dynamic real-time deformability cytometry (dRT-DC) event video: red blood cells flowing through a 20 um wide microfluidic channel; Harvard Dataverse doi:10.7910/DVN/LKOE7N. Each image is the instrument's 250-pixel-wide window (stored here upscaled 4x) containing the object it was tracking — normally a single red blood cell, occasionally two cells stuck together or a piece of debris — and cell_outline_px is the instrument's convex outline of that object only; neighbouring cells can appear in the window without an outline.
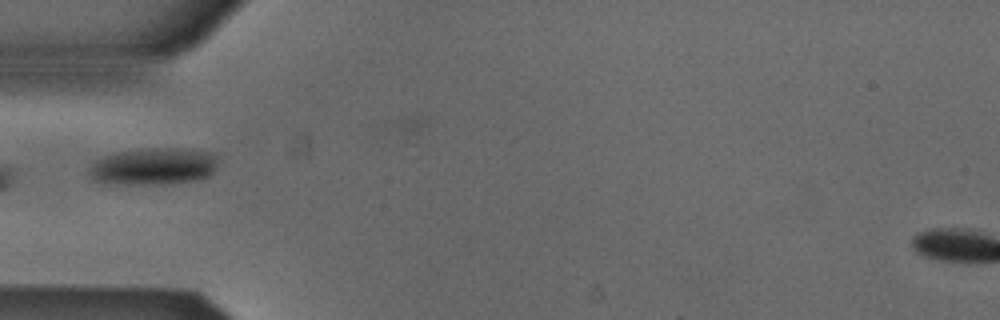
{"species": "Egyptian fruit bat (a non-hibernating species)", "species_latin": "Rousettus aegyptiacus", "temperature_condition": "cold", "stored_images_in_passage": 1, "camera_frame_rate_fps": 3000, "um_per_image_px": 0.085, "animal": {"sex": "male"}, "frame": {"image": 1, "passage_image": 1, "time_ms": 0.0, "image_size_px": [1000, 320], "cell_outline_px": [[216, 168], [208, 176], [200, 180], [172, 184], [116, 184], [92, 180], [88, 172], [88, 168], [96, 160], [104, 156], [116, 152], [144, 148], [192, 148], [212, 152], [216, 156]], "centroid_in_image_um": [13.07, 14.14], "position_along_channel_um": 71.9, "area_um2": 28.38}}